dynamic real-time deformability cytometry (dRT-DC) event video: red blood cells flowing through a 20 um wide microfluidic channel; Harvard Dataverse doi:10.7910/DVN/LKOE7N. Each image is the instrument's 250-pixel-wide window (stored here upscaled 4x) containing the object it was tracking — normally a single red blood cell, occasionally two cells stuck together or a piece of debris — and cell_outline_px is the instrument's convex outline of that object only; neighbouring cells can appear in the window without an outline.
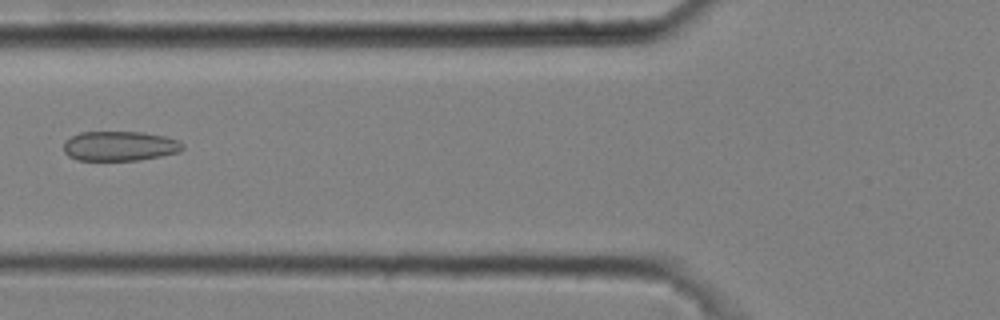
{"species": "common noctule bat (a hibernating species)", "species_latin": "Nyctalus noctula", "temperature_condition": "cold", "stored_images_in_passage": 6, "camera_frame_rate_fps": 3000, "um_per_image_px": 0.085, "animal": {"sex": "male", "body_mass_g": 20.4}, "frame": {"image": 1, "passage_image": 6, "time_ms": 1.667, "image_size_px": [1000, 320], "cell_outline_px": [[184, 148], [180, 152], [160, 156], [136, 160], [76, 160], [68, 156], [64, 152], [64, 140], [80, 132], [140, 132], [164, 136], [180, 140], [184, 144]], "centroid_in_image_um": [10.18, 12.41], "position_along_channel_um": 115.6, "area_um2": 20.69}}